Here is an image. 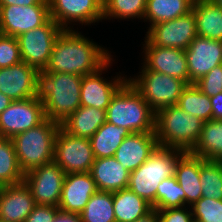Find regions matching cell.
<instances>
[{
	"label": "cell",
	"mask_w": 222,
	"mask_h": 222,
	"mask_svg": "<svg viewBox=\"0 0 222 222\" xmlns=\"http://www.w3.org/2000/svg\"><path fill=\"white\" fill-rule=\"evenodd\" d=\"M146 33V38L154 46L186 50L197 36L193 9L173 20L154 24Z\"/></svg>",
	"instance_id": "cell-12"
},
{
	"label": "cell",
	"mask_w": 222,
	"mask_h": 222,
	"mask_svg": "<svg viewBox=\"0 0 222 222\" xmlns=\"http://www.w3.org/2000/svg\"><path fill=\"white\" fill-rule=\"evenodd\" d=\"M106 121L130 133L155 132V112L128 80L111 98Z\"/></svg>",
	"instance_id": "cell-4"
},
{
	"label": "cell",
	"mask_w": 222,
	"mask_h": 222,
	"mask_svg": "<svg viewBox=\"0 0 222 222\" xmlns=\"http://www.w3.org/2000/svg\"><path fill=\"white\" fill-rule=\"evenodd\" d=\"M81 75L40 72L39 96L46 118L61 124L80 107Z\"/></svg>",
	"instance_id": "cell-2"
},
{
	"label": "cell",
	"mask_w": 222,
	"mask_h": 222,
	"mask_svg": "<svg viewBox=\"0 0 222 222\" xmlns=\"http://www.w3.org/2000/svg\"><path fill=\"white\" fill-rule=\"evenodd\" d=\"M96 191L95 181L89 172L66 174L58 208L64 212L80 214Z\"/></svg>",
	"instance_id": "cell-21"
},
{
	"label": "cell",
	"mask_w": 222,
	"mask_h": 222,
	"mask_svg": "<svg viewBox=\"0 0 222 222\" xmlns=\"http://www.w3.org/2000/svg\"><path fill=\"white\" fill-rule=\"evenodd\" d=\"M11 138L0 137V187L24 182Z\"/></svg>",
	"instance_id": "cell-30"
},
{
	"label": "cell",
	"mask_w": 222,
	"mask_h": 222,
	"mask_svg": "<svg viewBox=\"0 0 222 222\" xmlns=\"http://www.w3.org/2000/svg\"><path fill=\"white\" fill-rule=\"evenodd\" d=\"M192 9L197 35L222 41V6L210 0H195Z\"/></svg>",
	"instance_id": "cell-25"
},
{
	"label": "cell",
	"mask_w": 222,
	"mask_h": 222,
	"mask_svg": "<svg viewBox=\"0 0 222 222\" xmlns=\"http://www.w3.org/2000/svg\"><path fill=\"white\" fill-rule=\"evenodd\" d=\"M213 3L217 4V5H221L222 6V0H210Z\"/></svg>",
	"instance_id": "cell-46"
},
{
	"label": "cell",
	"mask_w": 222,
	"mask_h": 222,
	"mask_svg": "<svg viewBox=\"0 0 222 222\" xmlns=\"http://www.w3.org/2000/svg\"><path fill=\"white\" fill-rule=\"evenodd\" d=\"M191 153L203 159L222 161V120L203 123L200 139Z\"/></svg>",
	"instance_id": "cell-28"
},
{
	"label": "cell",
	"mask_w": 222,
	"mask_h": 222,
	"mask_svg": "<svg viewBox=\"0 0 222 222\" xmlns=\"http://www.w3.org/2000/svg\"><path fill=\"white\" fill-rule=\"evenodd\" d=\"M147 0H103V19L144 18Z\"/></svg>",
	"instance_id": "cell-34"
},
{
	"label": "cell",
	"mask_w": 222,
	"mask_h": 222,
	"mask_svg": "<svg viewBox=\"0 0 222 222\" xmlns=\"http://www.w3.org/2000/svg\"><path fill=\"white\" fill-rule=\"evenodd\" d=\"M12 100L0 92V114L11 104Z\"/></svg>",
	"instance_id": "cell-45"
},
{
	"label": "cell",
	"mask_w": 222,
	"mask_h": 222,
	"mask_svg": "<svg viewBox=\"0 0 222 222\" xmlns=\"http://www.w3.org/2000/svg\"><path fill=\"white\" fill-rule=\"evenodd\" d=\"M195 0H147L144 18L151 23L150 27L170 21L192 10Z\"/></svg>",
	"instance_id": "cell-29"
},
{
	"label": "cell",
	"mask_w": 222,
	"mask_h": 222,
	"mask_svg": "<svg viewBox=\"0 0 222 222\" xmlns=\"http://www.w3.org/2000/svg\"><path fill=\"white\" fill-rule=\"evenodd\" d=\"M54 161L65 174L90 172L95 161L90 139L68 134L60 127L55 139Z\"/></svg>",
	"instance_id": "cell-9"
},
{
	"label": "cell",
	"mask_w": 222,
	"mask_h": 222,
	"mask_svg": "<svg viewBox=\"0 0 222 222\" xmlns=\"http://www.w3.org/2000/svg\"><path fill=\"white\" fill-rule=\"evenodd\" d=\"M204 121L177 105L155 113V136L160 147L191 152L200 139Z\"/></svg>",
	"instance_id": "cell-3"
},
{
	"label": "cell",
	"mask_w": 222,
	"mask_h": 222,
	"mask_svg": "<svg viewBox=\"0 0 222 222\" xmlns=\"http://www.w3.org/2000/svg\"><path fill=\"white\" fill-rule=\"evenodd\" d=\"M116 222H134L153 210L151 204L129 188L112 193Z\"/></svg>",
	"instance_id": "cell-26"
},
{
	"label": "cell",
	"mask_w": 222,
	"mask_h": 222,
	"mask_svg": "<svg viewBox=\"0 0 222 222\" xmlns=\"http://www.w3.org/2000/svg\"><path fill=\"white\" fill-rule=\"evenodd\" d=\"M31 6V5H49L48 0H0V6Z\"/></svg>",
	"instance_id": "cell-41"
},
{
	"label": "cell",
	"mask_w": 222,
	"mask_h": 222,
	"mask_svg": "<svg viewBox=\"0 0 222 222\" xmlns=\"http://www.w3.org/2000/svg\"><path fill=\"white\" fill-rule=\"evenodd\" d=\"M111 61L112 58L97 72L82 76L80 106L106 110L113 95L127 81L126 76L120 75L109 82L101 77L102 72L110 67Z\"/></svg>",
	"instance_id": "cell-18"
},
{
	"label": "cell",
	"mask_w": 222,
	"mask_h": 222,
	"mask_svg": "<svg viewBox=\"0 0 222 222\" xmlns=\"http://www.w3.org/2000/svg\"><path fill=\"white\" fill-rule=\"evenodd\" d=\"M109 53L81 33L71 28L63 29L55 40L49 64L41 72L90 75L111 59Z\"/></svg>",
	"instance_id": "cell-1"
},
{
	"label": "cell",
	"mask_w": 222,
	"mask_h": 222,
	"mask_svg": "<svg viewBox=\"0 0 222 222\" xmlns=\"http://www.w3.org/2000/svg\"><path fill=\"white\" fill-rule=\"evenodd\" d=\"M134 222H159L157 211L153 209L150 213H148L146 216L137 219Z\"/></svg>",
	"instance_id": "cell-44"
},
{
	"label": "cell",
	"mask_w": 222,
	"mask_h": 222,
	"mask_svg": "<svg viewBox=\"0 0 222 222\" xmlns=\"http://www.w3.org/2000/svg\"><path fill=\"white\" fill-rule=\"evenodd\" d=\"M189 84H195L214 67L222 64V41L196 36L185 50Z\"/></svg>",
	"instance_id": "cell-16"
},
{
	"label": "cell",
	"mask_w": 222,
	"mask_h": 222,
	"mask_svg": "<svg viewBox=\"0 0 222 222\" xmlns=\"http://www.w3.org/2000/svg\"><path fill=\"white\" fill-rule=\"evenodd\" d=\"M61 124L46 118L11 138L23 173L54 161L55 139Z\"/></svg>",
	"instance_id": "cell-6"
},
{
	"label": "cell",
	"mask_w": 222,
	"mask_h": 222,
	"mask_svg": "<svg viewBox=\"0 0 222 222\" xmlns=\"http://www.w3.org/2000/svg\"><path fill=\"white\" fill-rule=\"evenodd\" d=\"M185 192L177 182L176 177H171L163 180L156 191L155 210L184 207Z\"/></svg>",
	"instance_id": "cell-35"
},
{
	"label": "cell",
	"mask_w": 222,
	"mask_h": 222,
	"mask_svg": "<svg viewBox=\"0 0 222 222\" xmlns=\"http://www.w3.org/2000/svg\"><path fill=\"white\" fill-rule=\"evenodd\" d=\"M46 119L40 96L12 101L0 114V137L12 138Z\"/></svg>",
	"instance_id": "cell-10"
},
{
	"label": "cell",
	"mask_w": 222,
	"mask_h": 222,
	"mask_svg": "<svg viewBox=\"0 0 222 222\" xmlns=\"http://www.w3.org/2000/svg\"><path fill=\"white\" fill-rule=\"evenodd\" d=\"M53 222H82L80 214L64 212L59 210Z\"/></svg>",
	"instance_id": "cell-43"
},
{
	"label": "cell",
	"mask_w": 222,
	"mask_h": 222,
	"mask_svg": "<svg viewBox=\"0 0 222 222\" xmlns=\"http://www.w3.org/2000/svg\"><path fill=\"white\" fill-rule=\"evenodd\" d=\"M89 173L99 191L113 193L128 188L130 173L114 157L95 159Z\"/></svg>",
	"instance_id": "cell-22"
},
{
	"label": "cell",
	"mask_w": 222,
	"mask_h": 222,
	"mask_svg": "<svg viewBox=\"0 0 222 222\" xmlns=\"http://www.w3.org/2000/svg\"><path fill=\"white\" fill-rule=\"evenodd\" d=\"M129 134L125 128L106 121L90 138L95 159L114 157L115 151Z\"/></svg>",
	"instance_id": "cell-27"
},
{
	"label": "cell",
	"mask_w": 222,
	"mask_h": 222,
	"mask_svg": "<svg viewBox=\"0 0 222 222\" xmlns=\"http://www.w3.org/2000/svg\"><path fill=\"white\" fill-rule=\"evenodd\" d=\"M36 206L25 182L0 187V219L5 222H25Z\"/></svg>",
	"instance_id": "cell-20"
},
{
	"label": "cell",
	"mask_w": 222,
	"mask_h": 222,
	"mask_svg": "<svg viewBox=\"0 0 222 222\" xmlns=\"http://www.w3.org/2000/svg\"><path fill=\"white\" fill-rule=\"evenodd\" d=\"M144 46V66L148 70H153L171 77L180 79L189 85V72L185 50L178 48H167L154 46L145 37Z\"/></svg>",
	"instance_id": "cell-17"
},
{
	"label": "cell",
	"mask_w": 222,
	"mask_h": 222,
	"mask_svg": "<svg viewBox=\"0 0 222 222\" xmlns=\"http://www.w3.org/2000/svg\"><path fill=\"white\" fill-rule=\"evenodd\" d=\"M177 106L186 113L206 122L212 119V103L196 84L187 85L182 91Z\"/></svg>",
	"instance_id": "cell-31"
},
{
	"label": "cell",
	"mask_w": 222,
	"mask_h": 222,
	"mask_svg": "<svg viewBox=\"0 0 222 222\" xmlns=\"http://www.w3.org/2000/svg\"><path fill=\"white\" fill-rule=\"evenodd\" d=\"M193 219L199 222H222V200L201 197L192 206Z\"/></svg>",
	"instance_id": "cell-36"
},
{
	"label": "cell",
	"mask_w": 222,
	"mask_h": 222,
	"mask_svg": "<svg viewBox=\"0 0 222 222\" xmlns=\"http://www.w3.org/2000/svg\"><path fill=\"white\" fill-rule=\"evenodd\" d=\"M62 30L63 28L50 17L43 25L20 34L17 39L22 61L39 72L45 70L55 40Z\"/></svg>",
	"instance_id": "cell-8"
},
{
	"label": "cell",
	"mask_w": 222,
	"mask_h": 222,
	"mask_svg": "<svg viewBox=\"0 0 222 222\" xmlns=\"http://www.w3.org/2000/svg\"><path fill=\"white\" fill-rule=\"evenodd\" d=\"M40 72L25 62L0 68V92L12 101L39 96Z\"/></svg>",
	"instance_id": "cell-13"
},
{
	"label": "cell",
	"mask_w": 222,
	"mask_h": 222,
	"mask_svg": "<svg viewBox=\"0 0 222 222\" xmlns=\"http://www.w3.org/2000/svg\"><path fill=\"white\" fill-rule=\"evenodd\" d=\"M212 103V119L222 120V92L210 97Z\"/></svg>",
	"instance_id": "cell-42"
},
{
	"label": "cell",
	"mask_w": 222,
	"mask_h": 222,
	"mask_svg": "<svg viewBox=\"0 0 222 222\" xmlns=\"http://www.w3.org/2000/svg\"><path fill=\"white\" fill-rule=\"evenodd\" d=\"M200 184L202 197L222 200V161L205 159L201 163Z\"/></svg>",
	"instance_id": "cell-33"
},
{
	"label": "cell",
	"mask_w": 222,
	"mask_h": 222,
	"mask_svg": "<svg viewBox=\"0 0 222 222\" xmlns=\"http://www.w3.org/2000/svg\"><path fill=\"white\" fill-rule=\"evenodd\" d=\"M185 151L158 146L136 170L130 172L128 188L154 207L159 184L175 176L179 158Z\"/></svg>",
	"instance_id": "cell-5"
},
{
	"label": "cell",
	"mask_w": 222,
	"mask_h": 222,
	"mask_svg": "<svg viewBox=\"0 0 222 222\" xmlns=\"http://www.w3.org/2000/svg\"><path fill=\"white\" fill-rule=\"evenodd\" d=\"M65 177V172L52 161L25 173L24 182L30 188L36 205L58 207Z\"/></svg>",
	"instance_id": "cell-11"
},
{
	"label": "cell",
	"mask_w": 222,
	"mask_h": 222,
	"mask_svg": "<svg viewBox=\"0 0 222 222\" xmlns=\"http://www.w3.org/2000/svg\"><path fill=\"white\" fill-rule=\"evenodd\" d=\"M80 217L82 222H116L112 192L96 191Z\"/></svg>",
	"instance_id": "cell-32"
},
{
	"label": "cell",
	"mask_w": 222,
	"mask_h": 222,
	"mask_svg": "<svg viewBox=\"0 0 222 222\" xmlns=\"http://www.w3.org/2000/svg\"><path fill=\"white\" fill-rule=\"evenodd\" d=\"M50 17L63 29L79 22L92 24L103 19V0H48Z\"/></svg>",
	"instance_id": "cell-14"
},
{
	"label": "cell",
	"mask_w": 222,
	"mask_h": 222,
	"mask_svg": "<svg viewBox=\"0 0 222 222\" xmlns=\"http://www.w3.org/2000/svg\"><path fill=\"white\" fill-rule=\"evenodd\" d=\"M186 207L156 210L159 222H193L192 209Z\"/></svg>",
	"instance_id": "cell-39"
},
{
	"label": "cell",
	"mask_w": 222,
	"mask_h": 222,
	"mask_svg": "<svg viewBox=\"0 0 222 222\" xmlns=\"http://www.w3.org/2000/svg\"><path fill=\"white\" fill-rule=\"evenodd\" d=\"M50 18L49 5L0 6V34L18 37Z\"/></svg>",
	"instance_id": "cell-15"
},
{
	"label": "cell",
	"mask_w": 222,
	"mask_h": 222,
	"mask_svg": "<svg viewBox=\"0 0 222 222\" xmlns=\"http://www.w3.org/2000/svg\"><path fill=\"white\" fill-rule=\"evenodd\" d=\"M59 208L50 205H36L25 222H53Z\"/></svg>",
	"instance_id": "cell-40"
},
{
	"label": "cell",
	"mask_w": 222,
	"mask_h": 222,
	"mask_svg": "<svg viewBox=\"0 0 222 222\" xmlns=\"http://www.w3.org/2000/svg\"><path fill=\"white\" fill-rule=\"evenodd\" d=\"M140 75L128 78L129 83L138 91L150 108L158 110L177 105L180 95L187 84L167 74L148 70L144 65Z\"/></svg>",
	"instance_id": "cell-7"
},
{
	"label": "cell",
	"mask_w": 222,
	"mask_h": 222,
	"mask_svg": "<svg viewBox=\"0 0 222 222\" xmlns=\"http://www.w3.org/2000/svg\"><path fill=\"white\" fill-rule=\"evenodd\" d=\"M22 61L17 37L0 34V68Z\"/></svg>",
	"instance_id": "cell-37"
},
{
	"label": "cell",
	"mask_w": 222,
	"mask_h": 222,
	"mask_svg": "<svg viewBox=\"0 0 222 222\" xmlns=\"http://www.w3.org/2000/svg\"><path fill=\"white\" fill-rule=\"evenodd\" d=\"M204 160L191 152H185L175 168V177L185 192V205L189 204V208L202 197L200 167Z\"/></svg>",
	"instance_id": "cell-23"
},
{
	"label": "cell",
	"mask_w": 222,
	"mask_h": 222,
	"mask_svg": "<svg viewBox=\"0 0 222 222\" xmlns=\"http://www.w3.org/2000/svg\"><path fill=\"white\" fill-rule=\"evenodd\" d=\"M158 146L155 132L130 133L115 151L114 158L130 173L139 168Z\"/></svg>",
	"instance_id": "cell-19"
},
{
	"label": "cell",
	"mask_w": 222,
	"mask_h": 222,
	"mask_svg": "<svg viewBox=\"0 0 222 222\" xmlns=\"http://www.w3.org/2000/svg\"><path fill=\"white\" fill-rule=\"evenodd\" d=\"M197 87L208 97L222 92V64L214 67L204 77L198 80Z\"/></svg>",
	"instance_id": "cell-38"
},
{
	"label": "cell",
	"mask_w": 222,
	"mask_h": 222,
	"mask_svg": "<svg viewBox=\"0 0 222 222\" xmlns=\"http://www.w3.org/2000/svg\"><path fill=\"white\" fill-rule=\"evenodd\" d=\"M105 122L106 110L80 106L61 122V128L68 134L90 139Z\"/></svg>",
	"instance_id": "cell-24"
}]
</instances>
